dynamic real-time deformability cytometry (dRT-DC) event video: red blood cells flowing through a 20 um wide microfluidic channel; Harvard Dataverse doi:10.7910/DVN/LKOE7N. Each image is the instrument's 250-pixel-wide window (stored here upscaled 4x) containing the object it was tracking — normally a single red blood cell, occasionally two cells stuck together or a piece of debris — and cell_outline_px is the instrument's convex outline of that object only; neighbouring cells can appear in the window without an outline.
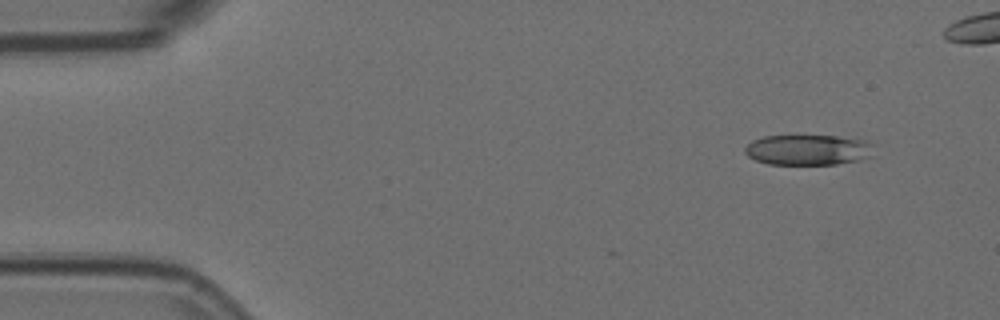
{"species": "Egyptian fruit bat (a non-hibernating species)", "species_latin": "Rousettus aegyptiacus", "temperature_condition": "room temperature", "stored_images_in_passage": 5, "camera_frame_rate_fps": 3000, "um_per_image_px": 0.085, "animal": {"sex": "female"}, "frame": {"image": 1, "passage_image": 1, "time_ms": 0.0, "image_size_px": [1000, 320], "cell_outline_px": [[876, 156], [860, 160], [836, 164], [768, 164], [756, 160], [748, 156], [744, 152], [744, 148], [752, 140], [764, 136], [836, 136], [864, 140], [872, 144]], "centroid_in_image_um": [68.72, 12.74], "position_along_channel_um": 16.3, "area_um2": 23.06}}